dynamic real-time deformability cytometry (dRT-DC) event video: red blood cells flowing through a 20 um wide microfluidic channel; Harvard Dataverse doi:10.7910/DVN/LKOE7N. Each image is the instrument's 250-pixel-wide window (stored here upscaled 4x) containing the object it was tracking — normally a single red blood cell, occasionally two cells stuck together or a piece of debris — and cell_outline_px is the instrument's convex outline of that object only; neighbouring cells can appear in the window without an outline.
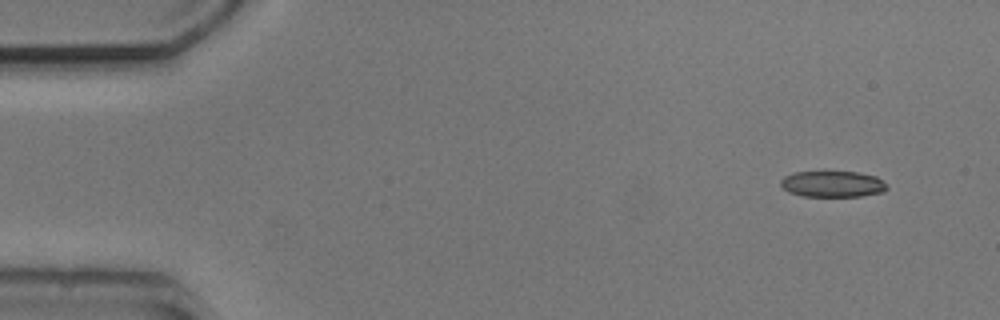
{"species": "common noctule bat (a hibernating species)", "species_latin": "Nyctalus noctula", "temperature_condition": "cold", "stored_images_in_passage": 5, "camera_frame_rate_fps": 3000, "um_per_image_px": 0.085, "animal": {"sex": "male", "body_mass_g": 20.5, "forearm_length_mm": 52.5}, "frame": {"image": 1, "passage_image": 1, "time_ms": 0.0, "image_size_px": [1000, 320], "cell_outline_px": [[888, 188], [884, 192], [860, 196], [800, 196], [788, 192], [780, 184], [780, 180], [784, 176], [796, 172], [856, 172], [876, 176], [888, 184]], "centroid_in_image_um": [70.78, 15.65], "position_along_channel_um": 14.2, "area_um2": 16.24}}
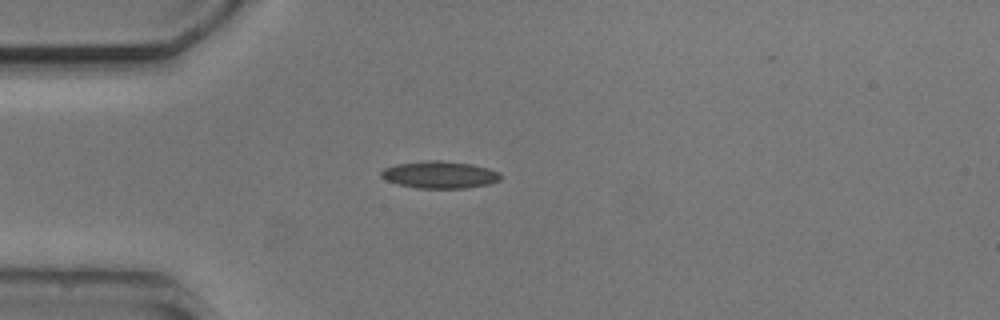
{"frame": {"image": 2, "passage_image": 4, "time_ms": 3.333, "image_size_px": [1000, 320], "cell_outline_px": [[500, 180], [488, 184], [464, 188], [416, 188], [396, 184], [384, 180], [380, 176], [380, 172], [384, 168], [396, 164], [424, 160], [440, 160], [472, 164], [488, 168], [500, 172]], "centroid_in_image_um": [37.33, 14.85], "position_along_channel_um": 47.7, "area_um2": 19.07}}